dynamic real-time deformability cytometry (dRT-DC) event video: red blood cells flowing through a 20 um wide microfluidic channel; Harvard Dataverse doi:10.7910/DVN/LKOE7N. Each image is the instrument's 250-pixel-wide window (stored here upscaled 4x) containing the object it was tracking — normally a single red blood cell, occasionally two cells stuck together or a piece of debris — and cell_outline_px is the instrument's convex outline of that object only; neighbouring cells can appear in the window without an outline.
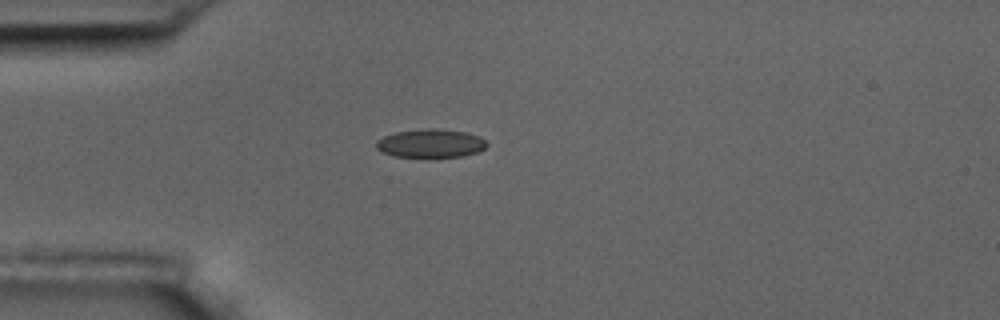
{"species": "common noctule bat (a hibernating species)", "species_latin": "Nyctalus noctula", "temperature_condition": "room temperature", "stored_images_in_passage": 4, "camera_frame_rate_fps": 3000, "um_per_image_px": 0.085, "animal": {"sex": "male", "body_mass_g": 17.5, "forearm_length_mm": 52.3}, "frame": {"image": 1, "passage_image": 4, "time_ms": 3.333, "image_size_px": [1000, 320], "cell_outline_px": [[488, 144], [484, 148], [476, 152], [460, 156], [428, 160], [396, 156], [380, 152], [376, 148], [376, 140], [384, 136], [396, 132], [428, 128], [468, 132], [480, 136]], "centroid_in_image_um": [36.57, 12.23], "position_along_channel_um": 48.4, "area_um2": 18.96}}